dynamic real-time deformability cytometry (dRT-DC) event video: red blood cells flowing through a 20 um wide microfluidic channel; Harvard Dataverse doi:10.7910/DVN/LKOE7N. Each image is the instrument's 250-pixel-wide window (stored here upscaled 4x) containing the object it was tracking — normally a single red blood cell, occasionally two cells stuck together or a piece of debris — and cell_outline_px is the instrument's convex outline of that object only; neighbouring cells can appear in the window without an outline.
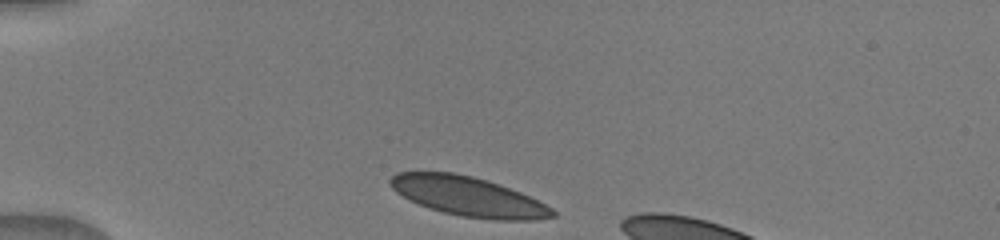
{"species": "human", "species_latin": "Homo sapiens", "temperature_condition": "warm", "stored_images_in_passage": 11, "camera_frame_rate_fps": 3000, "um_per_image_px": 0.085, "donor": {"sex": "male"}, "frame": {"image": 1, "passage_image": 1, "time_ms": 0.0, "image_size_px": [1000, 240], "cell_outline_px": [[556, 216], [536, 220], [492, 220], [464, 216], [444, 212], [420, 204], [396, 192], [388, 184], [388, 180], [396, 172], [452, 172], [472, 176], [488, 180], [520, 192], [552, 208], [556, 212]], "centroid_in_image_um": [39.81, 16.69], "position_along_channel_um": 45.2, "area_um2": 36.93}}
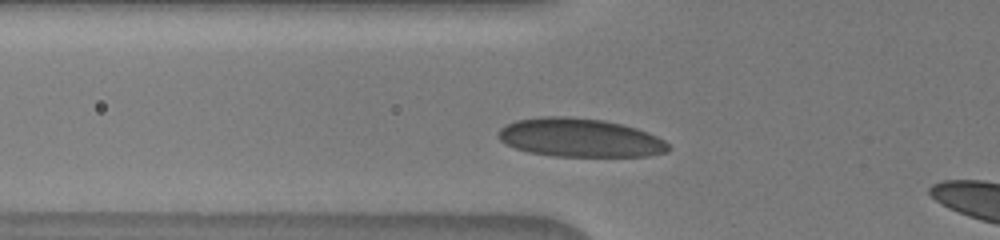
{"frame": {"image": 2, "passage_image": 7, "time_ms": 1.667, "image_size_px": [1000, 240], "cell_outline_px": [[672, 148], [664, 152], [648, 156], [552, 156], [528, 152], [516, 148], [500, 140], [500, 128], [516, 120], [544, 116], [572, 116], [604, 120], [636, 128], [648, 132], [664, 140]], "centroid_in_image_um": [49.31, 11.7], "position_along_channel_um": 76.5, "area_um2": 38.09}}